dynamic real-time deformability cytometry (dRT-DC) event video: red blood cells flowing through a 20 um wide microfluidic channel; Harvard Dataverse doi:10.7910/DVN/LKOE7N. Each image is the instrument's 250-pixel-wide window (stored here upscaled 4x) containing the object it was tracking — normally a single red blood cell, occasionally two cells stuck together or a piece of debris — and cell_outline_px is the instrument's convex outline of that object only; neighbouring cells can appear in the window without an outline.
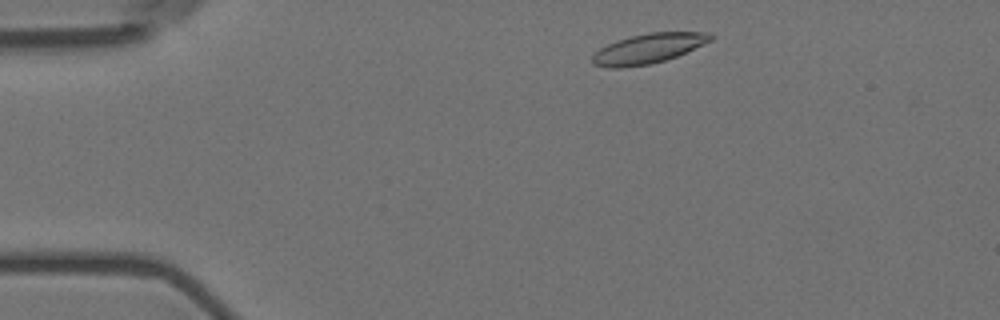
{"species": "Egyptian fruit bat (a non-hibernating species)", "species_latin": "Rousettus aegyptiacus", "temperature_condition": "room temperature", "stored_images_in_passage": 50, "camera_frame_rate_fps": 3000, "um_per_image_px": 0.085, "animal": {"sex": "female"}, "frame": {"image": 1, "passage_image": 3, "time_ms": 0.667, "image_size_px": [1000, 320], "cell_outline_px": [[712, 40], [676, 56], [664, 60], [648, 64], [620, 68], [608, 68], [592, 64], [592, 56], [600, 48], [616, 40], [648, 32], [708, 32], [712, 36]], "centroid_in_image_um": [55.06, 4.12], "position_along_channel_um": 29.9, "area_um2": 20.29}}
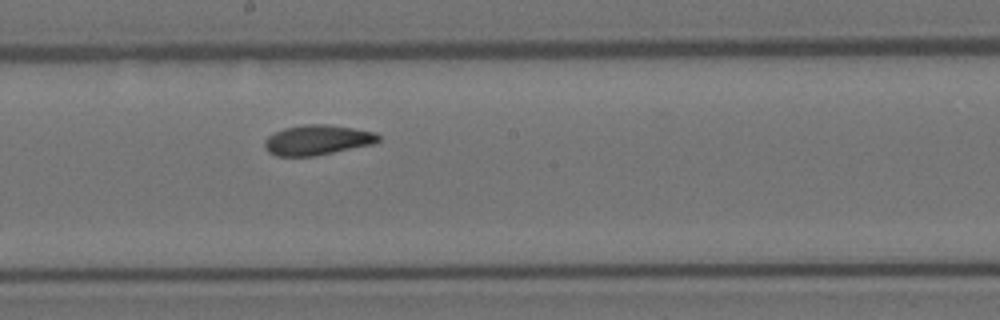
{"frame": {"image": 2, "passage_image": 24, "time_ms": 7.667, "image_size_px": [1000, 320], "cell_outline_px": [[380, 140], [372, 144], [312, 156], [276, 156], [268, 152], [264, 148], [264, 140], [268, 136], [284, 128], [304, 124], [328, 124], [376, 132], [380, 136]], "centroid_in_image_um": [26.94, 11.89], "position_along_channel_um": 221.3, "area_um2": 19.83}}
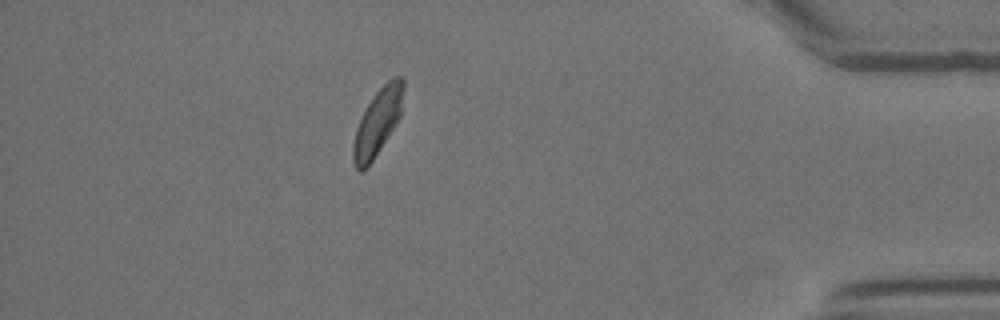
{"frame": {"image": 3, "passage_image": 43, "time_ms": 14.0, "image_size_px": [1000, 320], "cell_outline_px": [[404, 88], [400, 116], [396, 124], [372, 160], [360, 172], [356, 168], [352, 160], [352, 144], [356, 128], [368, 104], [376, 92], [392, 76], [400, 76], [404, 80]], "centroid_in_image_um": [32.1, 10.35], "position_along_channel_um": 403.1, "area_um2": 19.07}, "authors_computed_cell_mechanics": {"area_um2": 19.8832, "velocity_mm_per_s": 3.5572, "shape_relaxation_time_tau1_ms": 3.6676, "shape_relaxation_time_tau2_ms": 2.3456, "deformation_change_tau1": 0.1333, "deformation_change_tau2": 0.0832}}